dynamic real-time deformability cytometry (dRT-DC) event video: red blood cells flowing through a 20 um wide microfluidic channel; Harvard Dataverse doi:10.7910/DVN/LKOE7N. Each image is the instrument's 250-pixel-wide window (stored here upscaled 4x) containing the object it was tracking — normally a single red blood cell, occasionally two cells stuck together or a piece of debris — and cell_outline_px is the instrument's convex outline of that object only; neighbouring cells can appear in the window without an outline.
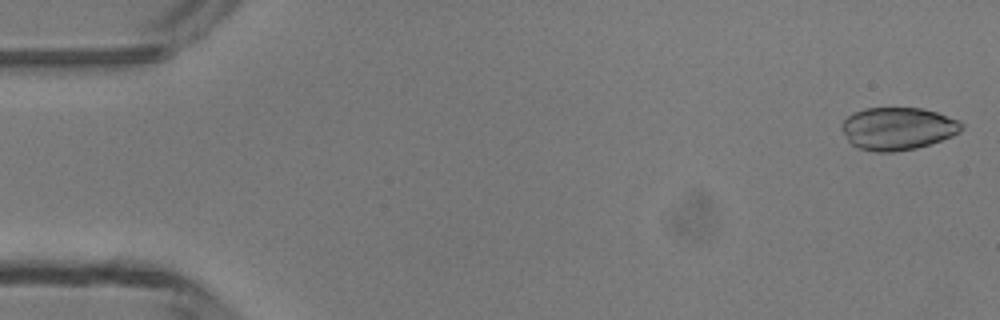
{"species": "common noctule bat (a hibernating species)", "species_latin": "Nyctalus noctula", "temperature_condition": "room temperature", "stored_images_in_passage": 48, "segment_of_instrument_passage": [1, 2], "camera_frame_rate_fps": 3000, "um_per_image_px": 0.085, "animal": {"sex": "male", "body_mass_g": 13.3}, "frame": {"image": 1, "passage_image": 1, "time_ms": 0.0, "image_size_px": [1000, 320], "cell_outline_px": [[964, 128], [960, 132], [952, 136], [916, 148], [892, 152], [876, 152], [860, 148], [852, 144], [848, 140], [840, 124], [848, 116], [864, 108], [924, 108], [960, 120], [964, 124]], "centroid_in_image_um": [76.34, 10.92], "position_along_channel_um": 8.7, "area_um2": 29.65}}
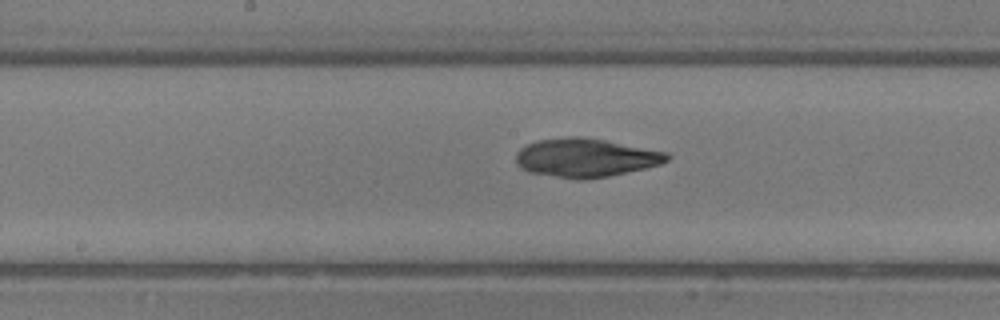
{"frame": {"image": 2, "passage_image": 24, "time_ms": 7.667, "image_size_px": [1000, 320], "cell_outline_px": [[672, 156], [668, 160], [660, 164], [644, 168], [608, 176], [584, 180], [576, 180], [528, 172], [520, 168], [516, 164], [516, 152], [520, 148], [536, 140], [568, 136], [576, 136], [604, 140], [668, 152]], "centroid_in_image_um": [49.75, 13.41], "position_along_channel_um": 198.5, "area_um2": 34.16}}
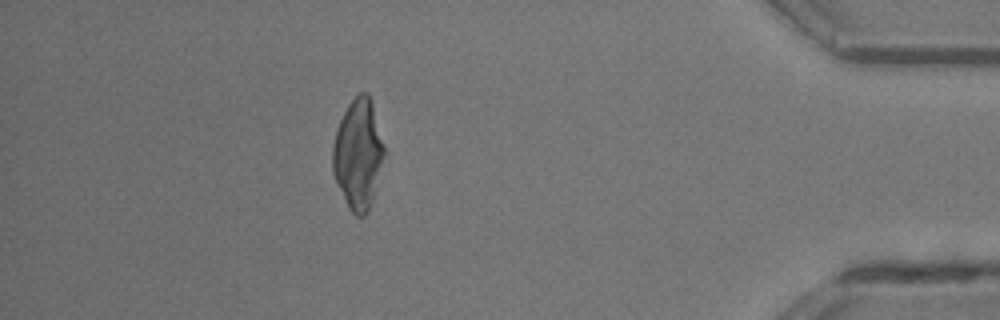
{"frame": {"image": 3, "passage_image": 42, "time_ms": 13.667, "image_size_px": [1000, 320], "cell_outline_px": [[384, 156], [372, 200], [368, 212], [364, 216], [356, 216], [348, 208], [336, 184], [332, 172], [332, 148], [336, 132], [340, 120], [348, 104], [360, 92], [368, 92], [372, 100], [384, 148]], "centroid_in_image_um": [30.42, 13.11], "position_along_channel_um": 404.8, "area_um2": 32.95}}